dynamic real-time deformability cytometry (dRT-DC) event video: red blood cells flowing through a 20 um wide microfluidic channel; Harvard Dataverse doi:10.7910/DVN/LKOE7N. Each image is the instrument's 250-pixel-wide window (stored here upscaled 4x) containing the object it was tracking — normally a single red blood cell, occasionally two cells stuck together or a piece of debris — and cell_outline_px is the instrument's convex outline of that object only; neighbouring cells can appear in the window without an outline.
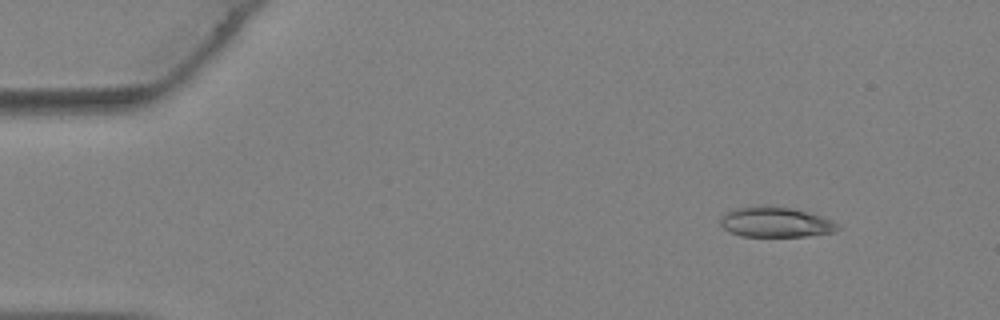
{"species": "Egyptian fruit bat (a non-hibernating species)", "species_latin": "Rousettus aegyptiacus", "temperature_condition": "warm", "stored_images_in_passage": 35, "camera_frame_rate_fps": 3000, "um_per_image_px": 0.085, "animal": {"sex": "female"}, "frame": {"image": 1, "passage_image": 1, "time_ms": 0.0, "image_size_px": [1000, 320], "cell_outline_px": [[840, 228], [836, 232], [804, 236], [740, 236], [728, 232], [720, 224], [720, 216], [724, 212], [736, 208], [764, 204], [792, 208], [808, 212], [832, 220], [840, 224]], "centroid_in_image_um": [65.9, 18.87], "position_along_channel_um": 19.1, "area_um2": 21.04}}
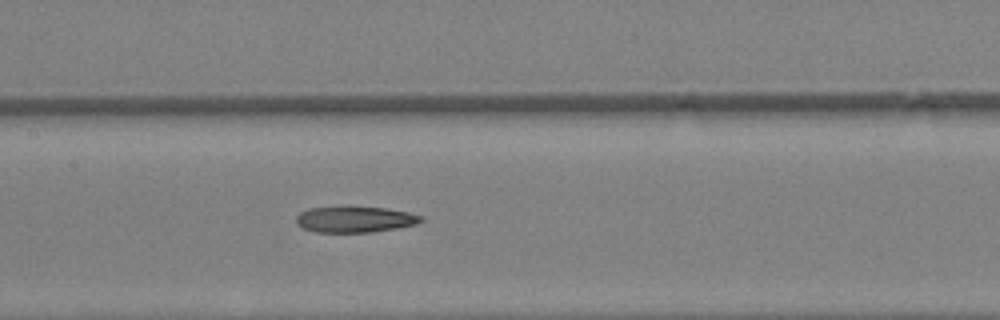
{"frame": {"image": 2, "passage_image": 15, "time_ms": 4.667, "image_size_px": [1000, 320], "cell_outline_px": [[424, 220], [416, 224], [396, 228], [372, 232], [316, 232], [304, 228], [296, 224], [296, 216], [300, 212], [308, 208], [344, 204], [352, 204], [384, 208], [408, 212], [424, 216]], "centroid_in_image_um": [30.14, 18.6], "position_along_channel_um": 177.3, "area_um2": 19.77}}
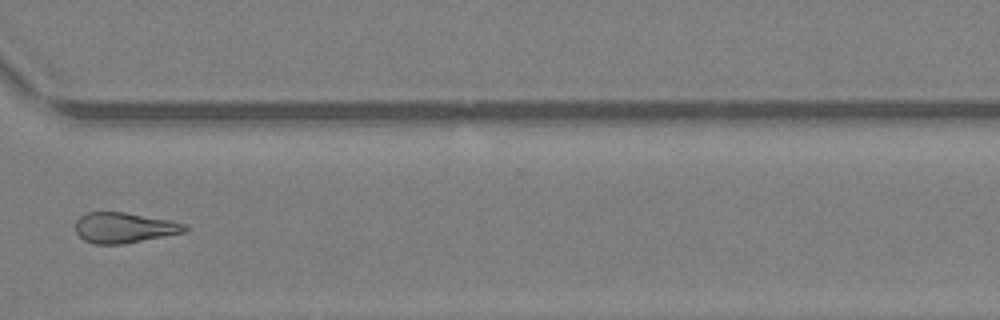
{"frame": {"image": 3, "passage_image": 25, "time_ms": 8.0, "image_size_px": [1000, 320], "cell_outline_px": [[188, 228], [184, 232], [124, 244], [96, 244], [84, 240], [76, 232], [76, 220], [80, 216], [88, 212], [124, 212], [168, 220], [188, 224]], "centroid_in_image_um": [10.55, 19.35], "position_along_channel_um": 360.1, "area_um2": 19.25}}